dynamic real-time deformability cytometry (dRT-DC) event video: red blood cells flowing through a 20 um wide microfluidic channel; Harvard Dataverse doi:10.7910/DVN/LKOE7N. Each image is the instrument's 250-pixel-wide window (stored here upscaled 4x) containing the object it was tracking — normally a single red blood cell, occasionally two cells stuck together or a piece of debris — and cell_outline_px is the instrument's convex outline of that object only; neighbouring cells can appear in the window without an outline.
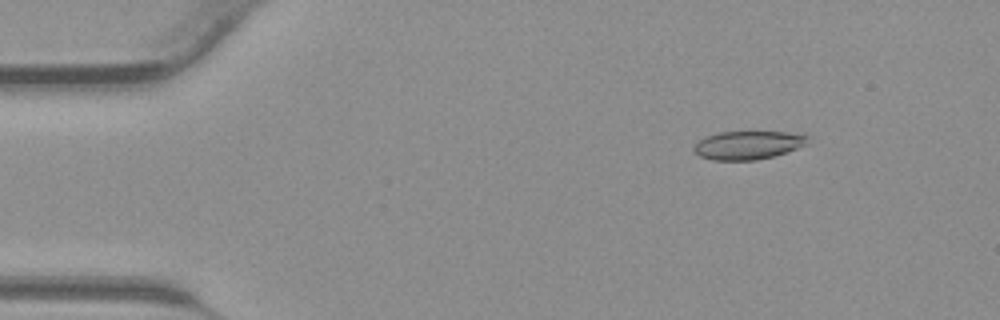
{"species": "common noctule bat (a hibernating species)", "species_latin": "Nyctalus noctula", "temperature_condition": "warm", "stored_images_in_passage": 39, "camera_frame_rate_fps": 3000, "um_per_image_px": 0.085, "animal": {"sex": "male", "body_mass_g": 23.1, "forearm_length_mm": 52.7}, "frame": {"image": 1, "passage_image": 2, "time_ms": 0.333, "image_size_px": [1000, 320], "cell_outline_px": [[808, 136], [804, 144], [796, 148], [772, 156], [756, 160], [712, 160], [700, 156], [692, 148], [704, 136], [720, 132], [784, 132]], "centroid_in_image_um": [63.49, 12.33], "position_along_channel_um": 21.5, "area_um2": 18.38}}
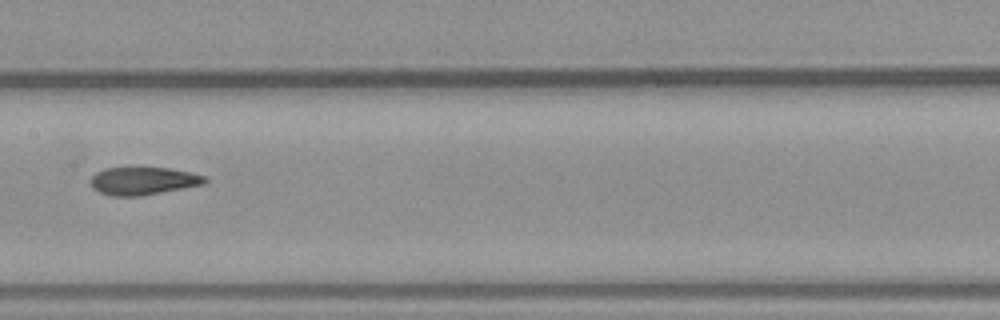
{"frame": {"image": 2, "passage_image": 18, "time_ms": 5.667, "image_size_px": [1000, 320], "cell_outline_px": [[208, 180], [204, 184], [184, 188], [140, 196], [112, 196], [100, 192], [92, 188], [92, 176], [96, 172], [104, 168], [168, 168], [208, 176]], "centroid_in_image_um": [12.19, 15.38], "position_along_channel_um": 195.2, "area_um2": 18.38}}
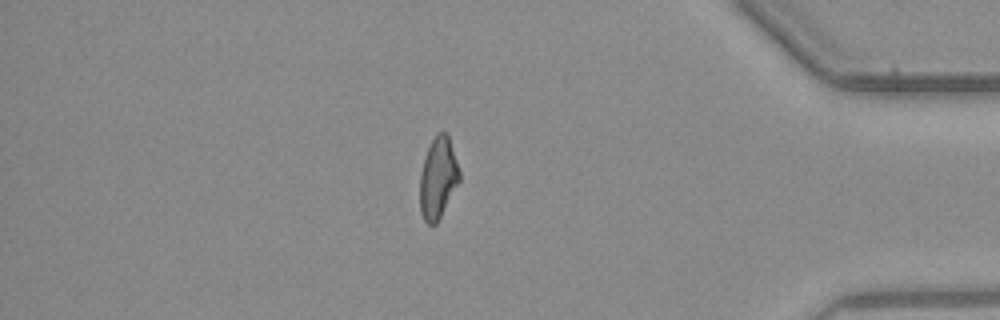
{"frame": {"image": 3, "passage_image": 33, "time_ms": 10.667, "image_size_px": [1000, 320], "cell_outline_px": [[460, 180], [436, 224], [428, 224], [424, 220], [420, 212], [420, 172], [428, 148], [436, 132], [448, 132], [460, 172]], "centroid_in_image_um": [37.23, 15.1], "position_along_channel_um": 398.0, "area_um2": 18.67}}